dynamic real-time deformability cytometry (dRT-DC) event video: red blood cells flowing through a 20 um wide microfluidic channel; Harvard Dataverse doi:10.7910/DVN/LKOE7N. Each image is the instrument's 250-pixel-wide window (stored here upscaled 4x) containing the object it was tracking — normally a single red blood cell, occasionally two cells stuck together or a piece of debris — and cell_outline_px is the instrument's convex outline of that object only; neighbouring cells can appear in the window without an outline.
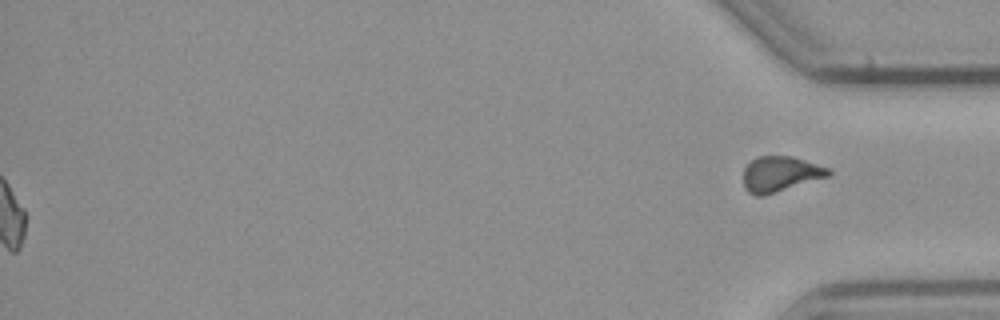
{"species": "common noctule bat (a hibernating species)", "species_latin": "Nyctalus noctula", "temperature_condition": "cold", "stored_images_in_passage": 54, "segment_of_instrument_passage": [2, 2], "camera_frame_rate_fps": 3000, "um_per_image_px": 0.085, "animal": {"sex": "male", "body_mass_g": 23.1, "forearm_length_mm": 52.7}, "frame": {"image": 1, "passage_image": 54, "time_ms": 17.667, "image_size_px": [1000, 320], "cell_outline_px": [[832, 172], [828, 176], [764, 196], [756, 196], [748, 192], [744, 188], [744, 168], [756, 156], [792, 156], [828, 168]], "centroid_in_image_um": [66.29, 14.79], "position_along_channel_um": 368.9, "area_um2": 17.4}}